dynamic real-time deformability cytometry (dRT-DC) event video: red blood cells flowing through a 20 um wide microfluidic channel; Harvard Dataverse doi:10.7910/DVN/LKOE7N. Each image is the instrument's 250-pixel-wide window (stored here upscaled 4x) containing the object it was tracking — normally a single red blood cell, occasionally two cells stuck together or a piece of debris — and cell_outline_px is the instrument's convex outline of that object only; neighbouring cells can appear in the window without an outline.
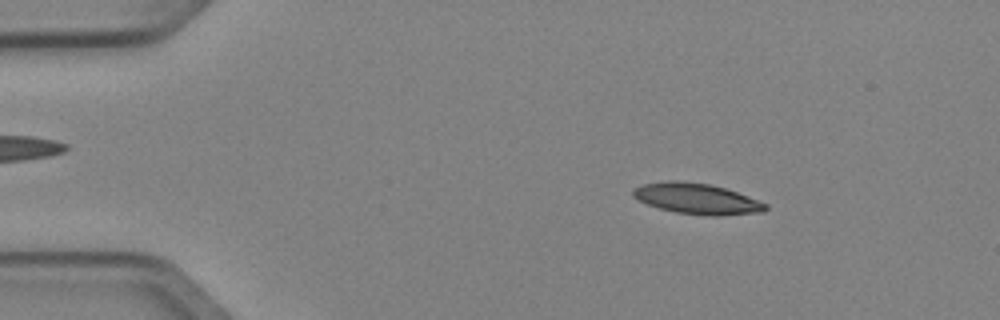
{"species": "Egyptian fruit bat (a non-hibernating species)", "species_latin": "Rousettus aegyptiacus", "temperature_condition": "cold", "stored_images_in_passage": 3, "camera_frame_rate_fps": 3000, "um_per_image_px": 0.085, "animal": {"sex": "female"}, "frame": {"image": 1, "passage_image": 1, "time_ms": 0.0, "image_size_px": [1000, 320], "cell_outline_px": [[768, 208], [764, 212], [720, 216], [712, 216], [676, 212], [660, 208], [648, 204], [632, 196], [632, 192], [636, 188], [644, 184], [668, 180], [680, 180], [708, 184], [724, 188], [748, 196], [768, 204]], "centroid_in_image_um": [59.27, 16.89], "position_along_channel_um": 25.7, "area_um2": 23.58}}